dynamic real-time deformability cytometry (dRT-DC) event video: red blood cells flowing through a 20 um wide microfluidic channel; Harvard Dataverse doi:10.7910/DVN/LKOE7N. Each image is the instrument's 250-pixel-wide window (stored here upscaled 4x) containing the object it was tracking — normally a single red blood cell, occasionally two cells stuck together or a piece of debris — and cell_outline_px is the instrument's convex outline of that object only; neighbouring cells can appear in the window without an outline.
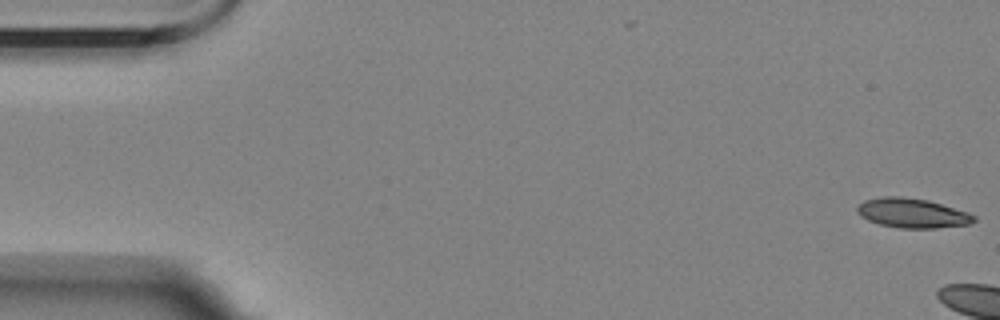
{"species": "Egyptian fruit bat (a non-hibernating species)", "species_latin": "Rousettus aegyptiacus", "temperature_condition": "room temperature", "stored_images_in_passage": 3, "camera_frame_rate_fps": 3000, "um_per_image_px": 0.085, "animal": {"sex": "female"}, "frame": {"image": 1, "passage_image": 1, "time_ms": 0.0, "image_size_px": [1000, 320], "cell_outline_px": [[976, 220], [968, 224], [936, 228], [900, 228], [880, 224], [868, 220], [860, 216], [856, 212], [856, 208], [864, 200], [884, 196], [900, 196], [928, 200], [968, 212], [976, 216]], "centroid_in_image_um": [77.53, 18.11], "position_along_channel_um": 7.5, "area_um2": 20.06}}